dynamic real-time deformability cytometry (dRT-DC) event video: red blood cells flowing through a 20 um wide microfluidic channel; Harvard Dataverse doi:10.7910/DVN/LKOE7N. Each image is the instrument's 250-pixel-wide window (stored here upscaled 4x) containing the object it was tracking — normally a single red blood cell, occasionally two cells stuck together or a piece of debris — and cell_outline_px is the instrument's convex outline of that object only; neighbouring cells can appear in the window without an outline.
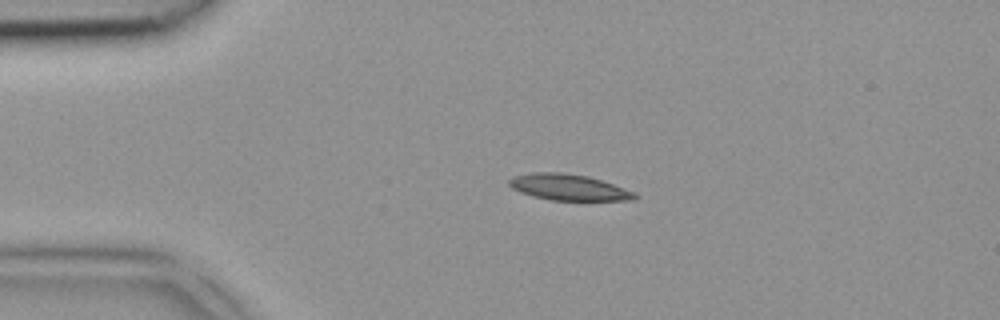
{"species": "common noctule bat (a hibernating species)", "species_latin": "Nyctalus noctula", "temperature_condition": "room temperature", "stored_images_in_passage": 3, "camera_frame_rate_fps": 3000, "um_per_image_px": 0.085, "animal": {"sex": "female", "body_mass_g": 18.4}, "frame": {"image": 1, "passage_image": 2, "time_ms": 0.333, "image_size_px": [1000, 320], "cell_outline_px": [[636, 196], [632, 200], [548, 200], [532, 196], [520, 192], [512, 188], [508, 184], [508, 180], [512, 176], [532, 172], [560, 172], [588, 176], [636, 192]], "centroid_in_image_um": [48.27, 15.91], "position_along_channel_um": 36.7, "area_um2": 19.07}}